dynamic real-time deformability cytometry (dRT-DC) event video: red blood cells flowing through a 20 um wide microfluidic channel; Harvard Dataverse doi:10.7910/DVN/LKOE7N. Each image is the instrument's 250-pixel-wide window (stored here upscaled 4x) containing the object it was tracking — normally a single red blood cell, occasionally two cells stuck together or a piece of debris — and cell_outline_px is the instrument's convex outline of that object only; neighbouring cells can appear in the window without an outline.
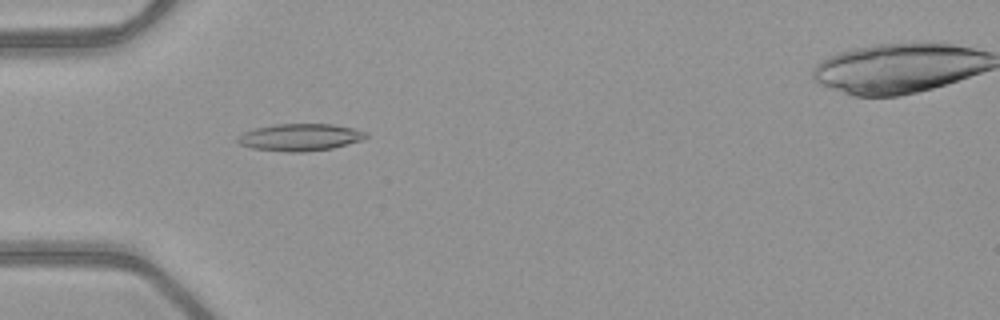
{"species": "common noctule bat (a hibernating species)", "species_latin": "Nyctalus noctula", "temperature_condition": "warm", "stored_images_in_passage": 52, "camera_frame_rate_fps": 3000, "um_per_image_px": 0.085, "animal": {"sex": "female", "body_mass_g": 21.9}, "frame": {"image": 1, "passage_image": 17, "time_ms": 5.333, "image_size_px": [1000, 320], "cell_outline_px": [[368, 136], [364, 140], [332, 148], [304, 152], [288, 152], [252, 148], [240, 144], [236, 140], [236, 136], [252, 128], [276, 124], [332, 124], [352, 128], [368, 132]], "centroid_in_image_um": [25.5, 11.66], "position_along_channel_um": 59.5, "area_um2": 20.46}}
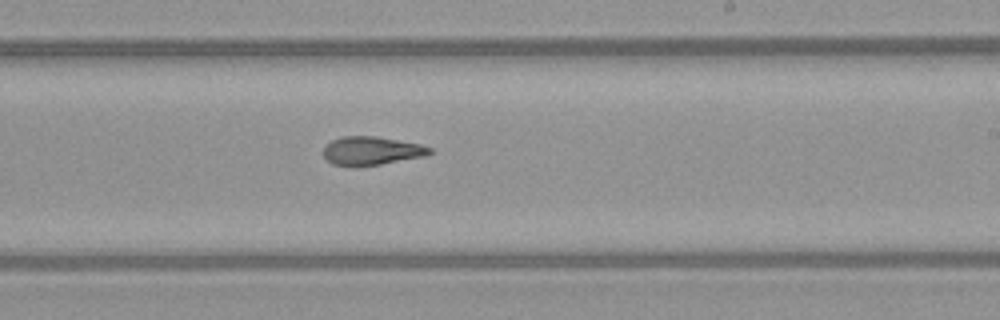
{"frame": {"image": 2, "passage_image": 32, "time_ms": 10.333, "image_size_px": [1000, 320], "cell_outline_px": [[432, 152], [428, 156], [380, 164], [352, 168], [332, 164], [324, 156], [324, 144], [340, 136], [376, 136], [420, 144], [432, 148]], "centroid_in_image_um": [31.56, 12.83], "position_along_channel_um": 257.4, "area_um2": 18.03}}
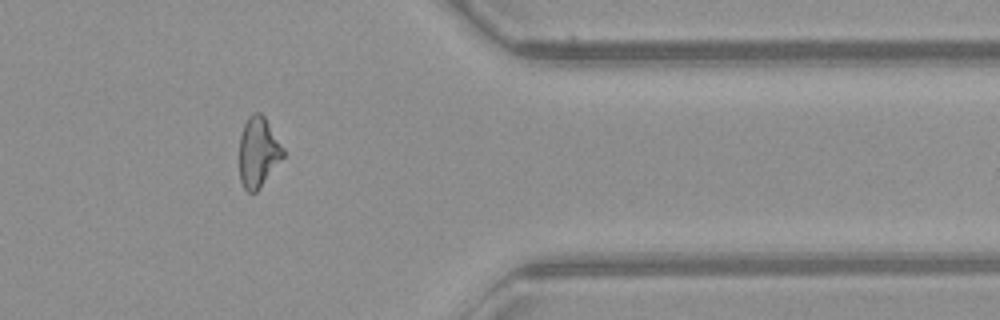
{"frame": {"image": 3, "passage_image": 43, "time_ms": 14.0, "image_size_px": [1000, 320], "cell_outline_px": [[284, 156], [260, 188], [256, 192], [248, 192], [244, 188], [240, 180], [240, 136], [244, 124], [248, 116], [252, 112], [260, 112], [264, 116], [284, 148]], "centroid_in_image_um": [21.95, 12.92], "position_along_channel_um": 389.5, "area_um2": 17.86}, "authors_computed_cell_mechanics": {"area_um2": 18.5827, "velocity_mm_per_s": 4.0392, "shape_relaxation_time_tau1_ms": null, "shape_relaxation_time_tau2_ms": 3.4024, "deformation_change_tau1": null, "deformation_change_tau2": 0.1318}}